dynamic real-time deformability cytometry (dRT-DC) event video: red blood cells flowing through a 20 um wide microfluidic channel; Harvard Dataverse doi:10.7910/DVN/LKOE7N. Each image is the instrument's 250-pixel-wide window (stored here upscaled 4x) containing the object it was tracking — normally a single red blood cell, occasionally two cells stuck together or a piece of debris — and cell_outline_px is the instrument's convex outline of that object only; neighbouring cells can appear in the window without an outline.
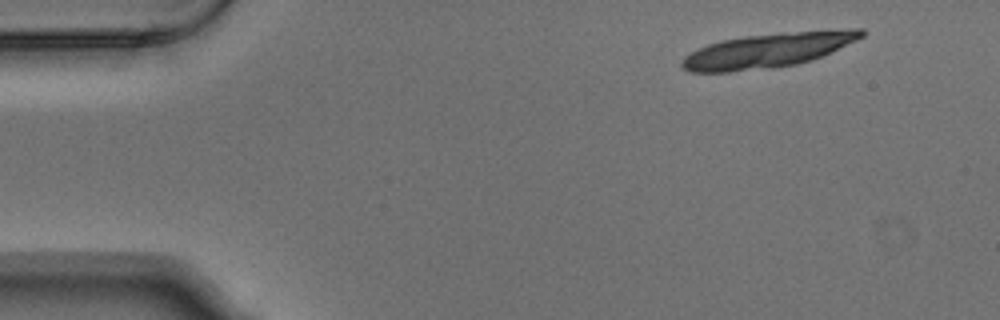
{"species": "Egyptian fruit bat (a non-hibernating species)", "species_latin": "Rousettus aegyptiacus", "temperature_condition": "warm", "stored_images_in_passage": 5, "camera_frame_rate_fps": 3000, "um_per_image_px": 0.085, "animal": {"sex": "male"}, "frame": {"image": 1, "passage_image": 1, "time_ms": 0.0, "image_size_px": [1000, 320], "cell_outline_px": [[864, 36], [856, 40], [812, 60], [796, 64], [772, 68], [728, 72], [688, 72], [680, 64], [680, 60], [684, 56], [708, 44], [720, 40], [748, 36], [780, 32], [852, 28], [864, 28]], "centroid_in_image_um": [65.27, 4.27], "position_along_channel_um": 19.7, "area_um2": 36.13}}